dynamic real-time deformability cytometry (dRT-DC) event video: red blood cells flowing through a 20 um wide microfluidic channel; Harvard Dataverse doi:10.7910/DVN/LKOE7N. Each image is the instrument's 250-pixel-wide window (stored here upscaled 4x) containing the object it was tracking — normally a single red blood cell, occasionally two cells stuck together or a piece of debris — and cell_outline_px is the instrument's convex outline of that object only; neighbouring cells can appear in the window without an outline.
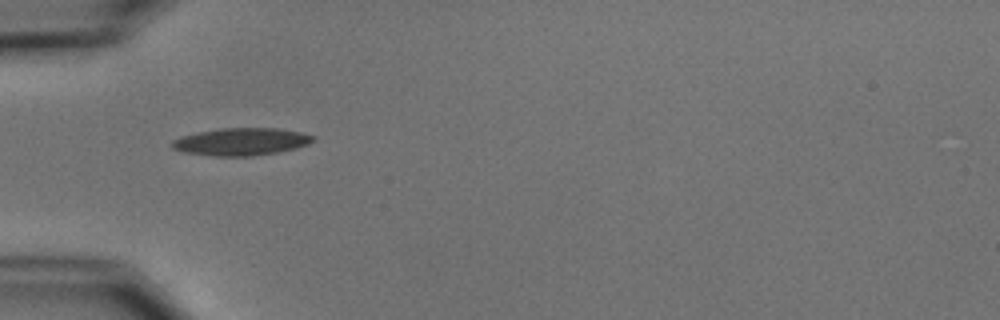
{"species": "common noctule bat (a hibernating species)", "species_latin": "Nyctalus noctula", "temperature_condition": "cold", "stored_images_in_passage": 2, "camera_frame_rate_fps": 3000, "um_per_image_px": 0.085, "animal": {"sex": "male", "body_mass_g": 15.6}, "frame": {"image": 1, "passage_image": 1, "time_ms": 0.0, "image_size_px": [1000, 320], "cell_outline_px": [[316, 140], [308, 144], [296, 148], [276, 152], [252, 156], [212, 156], [184, 152], [172, 148], [172, 140], [180, 136], [196, 132], [220, 128], [276, 128], [300, 132], [316, 136]], "centroid_in_image_um": [20.5, 12.04], "position_along_channel_um": 64.5, "area_um2": 22.66}}